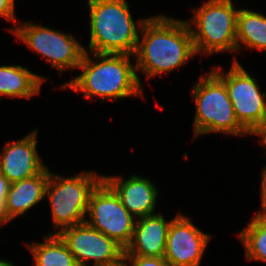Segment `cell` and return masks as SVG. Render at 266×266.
<instances>
[{"instance_id": "cell-1", "label": "cell", "mask_w": 266, "mask_h": 266, "mask_svg": "<svg viewBox=\"0 0 266 266\" xmlns=\"http://www.w3.org/2000/svg\"><path fill=\"white\" fill-rule=\"evenodd\" d=\"M134 56L136 71L147 79L170 73L196 55L192 33L186 20L164 15L147 18L140 29Z\"/></svg>"}, {"instance_id": "cell-2", "label": "cell", "mask_w": 266, "mask_h": 266, "mask_svg": "<svg viewBox=\"0 0 266 266\" xmlns=\"http://www.w3.org/2000/svg\"><path fill=\"white\" fill-rule=\"evenodd\" d=\"M85 48L77 69L81 74L61 85L75 92L84 93L85 98L93 96L105 99H121L130 96L143 97L142 82L136 65L131 63L132 55L114 53H94ZM94 57V58H93ZM95 59L98 61L95 62Z\"/></svg>"}, {"instance_id": "cell-3", "label": "cell", "mask_w": 266, "mask_h": 266, "mask_svg": "<svg viewBox=\"0 0 266 266\" xmlns=\"http://www.w3.org/2000/svg\"><path fill=\"white\" fill-rule=\"evenodd\" d=\"M90 11L89 53L129 54L134 57L139 32L127 0H88ZM139 29V30H138Z\"/></svg>"}, {"instance_id": "cell-4", "label": "cell", "mask_w": 266, "mask_h": 266, "mask_svg": "<svg viewBox=\"0 0 266 266\" xmlns=\"http://www.w3.org/2000/svg\"><path fill=\"white\" fill-rule=\"evenodd\" d=\"M194 138L209 133L250 134L238 121L225 83L211 70L193 86Z\"/></svg>"}, {"instance_id": "cell-5", "label": "cell", "mask_w": 266, "mask_h": 266, "mask_svg": "<svg viewBox=\"0 0 266 266\" xmlns=\"http://www.w3.org/2000/svg\"><path fill=\"white\" fill-rule=\"evenodd\" d=\"M239 9L232 0H207L194 9L193 21H187L198 55L237 52L236 25ZM192 24L195 26L193 28Z\"/></svg>"}, {"instance_id": "cell-6", "label": "cell", "mask_w": 266, "mask_h": 266, "mask_svg": "<svg viewBox=\"0 0 266 266\" xmlns=\"http://www.w3.org/2000/svg\"><path fill=\"white\" fill-rule=\"evenodd\" d=\"M102 180L103 175L94 171L68 178L50 172L45 195L49 197L54 228L58 229L55 234L85 222L90 195Z\"/></svg>"}, {"instance_id": "cell-7", "label": "cell", "mask_w": 266, "mask_h": 266, "mask_svg": "<svg viewBox=\"0 0 266 266\" xmlns=\"http://www.w3.org/2000/svg\"><path fill=\"white\" fill-rule=\"evenodd\" d=\"M221 68L211 70L225 83L239 123L255 135L266 123V94L236 58L228 72Z\"/></svg>"}, {"instance_id": "cell-8", "label": "cell", "mask_w": 266, "mask_h": 266, "mask_svg": "<svg viewBox=\"0 0 266 266\" xmlns=\"http://www.w3.org/2000/svg\"><path fill=\"white\" fill-rule=\"evenodd\" d=\"M25 22L9 31L15 34L33 51L44 56L52 67L63 70L76 69L81 63L85 46L81 45L72 34H66L48 27Z\"/></svg>"}, {"instance_id": "cell-9", "label": "cell", "mask_w": 266, "mask_h": 266, "mask_svg": "<svg viewBox=\"0 0 266 266\" xmlns=\"http://www.w3.org/2000/svg\"><path fill=\"white\" fill-rule=\"evenodd\" d=\"M85 222L124 249L130 244L136 221L114 190L102 180L89 198Z\"/></svg>"}, {"instance_id": "cell-10", "label": "cell", "mask_w": 266, "mask_h": 266, "mask_svg": "<svg viewBox=\"0 0 266 266\" xmlns=\"http://www.w3.org/2000/svg\"><path fill=\"white\" fill-rule=\"evenodd\" d=\"M75 257L79 266L108 265L124 257L125 249L116 241L83 222L57 233Z\"/></svg>"}, {"instance_id": "cell-11", "label": "cell", "mask_w": 266, "mask_h": 266, "mask_svg": "<svg viewBox=\"0 0 266 266\" xmlns=\"http://www.w3.org/2000/svg\"><path fill=\"white\" fill-rule=\"evenodd\" d=\"M211 236L178 214L168 229L164 259L170 266H199Z\"/></svg>"}, {"instance_id": "cell-12", "label": "cell", "mask_w": 266, "mask_h": 266, "mask_svg": "<svg viewBox=\"0 0 266 266\" xmlns=\"http://www.w3.org/2000/svg\"><path fill=\"white\" fill-rule=\"evenodd\" d=\"M37 129L18 141L4 146L0 155V172L12 184L40 173L46 166L38 151Z\"/></svg>"}, {"instance_id": "cell-13", "label": "cell", "mask_w": 266, "mask_h": 266, "mask_svg": "<svg viewBox=\"0 0 266 266\" xmlns=\"http://www.w3.org/2000/svg\"><path fill=\"white\" fill-rule=\"evenodd\" d=\"M122 176H106L103 180L114 190L122 205L135 218L155 214L158 190L148 178L133 174L128 179Z\"/></svg>"}, {"instance_id": "cell-14", "label": "cell", "mask_w": 266, "mask_h": 266, "mask_svg": "<svg viewBox=\"0 0 266 266\" xmlns=\"http://www.w3.org/2000/svg\"><path fill=\"white\" fill-rule=\"evenodd\" d=\"M171 221L163 215L155 213L136 220L130 244L125 248L124 255L142 257H164L166 239Z\"/></svg>"}, {"instance_id": "cell-15", "label": "cell", "mask_w": 266, "mask_h": 266, "mask_svg": "<svg viewBox=\"0 0 266 266\" xmlns=\"http://www.w3.org/2000/svg\"><path fill=\"white\" fill-rule=\"evenodd\" d=\"M50 170L46 166L40 173L10 185L5 199L6 223L23 215L46 197Z\"/></svg>"}, {"instance_id": "cell-16", "label": "cell", "mask_w": 266, "mask_h": 266, "mask_svg": "<svg viewBox=\"0 0 266 266\" xmlns=\"http://www.w3.org/2000/svg\"><path fill=\"white\" fill-rule=\"evenodd\" d=\"M46 79L20 65H2L0 66V96L29 100L40 93V87Z\"/></svg>"}, {"instance_id": "cell-17", "label": "cell", "mask_w": 266, "mask_h": 266, "mask_svg": "<svg viewBox=\"0 0 266 266\" xmlns=\"http://www.w3.org/2000/svg\"><path fill=\"white\" fill-rule=\"evenodd\" d=\"M237 52L245 45L266 50V16L250 9H239L236 25Z\"/></svg>"}, {"instance_id": "cell-18", "label": "cell", "mask_w": 266, "mask_h": 266, "mask_svg": "<svg viewBox=\"0 0 266 266\" xmlns=\"http://www.w3.org/2000/svg\"><path fill=\"white\" fill-rule=\"evenodd\" d=\"M44 242L27 244L35 266H79L58 234L49 233Z\"/></svg>"}, {"instance_id": "cell-19", "label": "cell", "mask_w": 266, "mask_h": 266, "mask_svg": "<svg viewBox=\"0 0 266 266\" xmlns=\"http://www.w3.org/2000/svg\"><path fill=\"white\" fill-rule=\"evenodd\" d=\"M237 236L245 247L246 260L266 263V221L259 214Z\"/></svg>"}, {"instance_id": "cell-20", "label": "cell", "mask_w": 266, "mask_h": 266, "mask_svg": "<svg viewBox=\"0 0 266 266\" xmlns=\"http://www.w3.org/2000/svg\"><path fill=\"white\" fill-rule=\"evenodd\" d=\"M129 266H170L164 257H142L139 255H124Z\"/></svg>"}, {"instance_id": "cell-21", "label": "cell", "mask_w": 266, "mask_h": 266, "mask_svg": "<svg viewBox=\"0 0 266 266\" xmlns=\"http://www.w3.org/2000/svg\"><path fill=\"white\" fill-rule=\"evenodd\" d=\"M15 0H0V16L7 19V21L14 22L17 27V21L15 18Z\"/></svg>"}, {"instance_id": "cell-22", "label": "cell", "mask_w": 266, "mask_h": 266, "mask_svg": "<svg viewBox=\"0 0 266 266\" xmlns=\"http://www.w3.org/2000/svg\"><path fill=\"white\" fill-rule=\"evenodd\" d=\"M261 211H258L255 214H260L262 211L266 209V166L262 170V177H261Z\"/></svg>"}, {"instance_id": "cell-23", "label": "cell", "mask_w": 266, "mask_h": 266, "mask_svg": "<svg viewBox=\"0 0 266 266\" xmlns=\"http://www.w3.org/2000/svg\"><path fill=\"white\" fill-rule=\"evenodd\" d=\"M11 183L6 177L0 172V198H6Z\"/></svg>"}, {"instance_id": "cell-24", "label": "cell", "mask_w": 266, "mask_h": 266, "mask_svg": "<svg viewBox=\"0 0 266 266\" xmlns=\"http://www.w3.org/2000/svg\"><path fill=\"white\" fill-rule=\"evenodd\" d=\"M5 199L6 198H0V226L6 223Z\"/></svg>"}, {"instance_id": "cell-25", "label": "cell", "mask_w": 266, "mask_h": 266, "mask_svg": "<svg viewBox=\"0 0 266 266\" xmlns=\"http://www.w3.org/2000/svg\"><path fill=\"white\" fill-rule=\"evenodd\" d=\"M255 135L261 138L260 143L266 147V123Z\"/></svg>"}, {"instance_id": "cell-26", "label": "cell", "mask_w": 266, "mask_h": 266, "mask_svg": "<svg viewBox=\"0 0 266 266\" xmlns=\"http://www.w3.org/2000/svg\"><path fill=\"white\" fill-rule=\"evenodd\" d=\"M98 266H129V263L126 262V258L122 257L120 260H118L115 263L108 264V265H98Z\"/></svg>"}, {"instance_id": "cell-27", "label": "cell", "mask_w": 266, "mask_h": 266, "mask_svg": "<svg viewBox=\"0 0 266 266\" xmlns=\"http://www.w3.org/2000/svg\"><path fill=\"white\" fill-rule=\"evenodd\" d=\"M0 266H15L10 260L0 259Z\"/></svg>"}, {"instance_id": "cell-28", "label": "cell", "mask_w": 266, "mask_h": 266, "mask_svg": "<svg viewBox=\"0 0 266 266\" xmlns=\"http://www.w3.org/2000/svg\"><path fill=\"white\" fill-rule=\"evenodd\" d=\"M266 221V209L259 214Z\"/></svg>"}]
</instances>
